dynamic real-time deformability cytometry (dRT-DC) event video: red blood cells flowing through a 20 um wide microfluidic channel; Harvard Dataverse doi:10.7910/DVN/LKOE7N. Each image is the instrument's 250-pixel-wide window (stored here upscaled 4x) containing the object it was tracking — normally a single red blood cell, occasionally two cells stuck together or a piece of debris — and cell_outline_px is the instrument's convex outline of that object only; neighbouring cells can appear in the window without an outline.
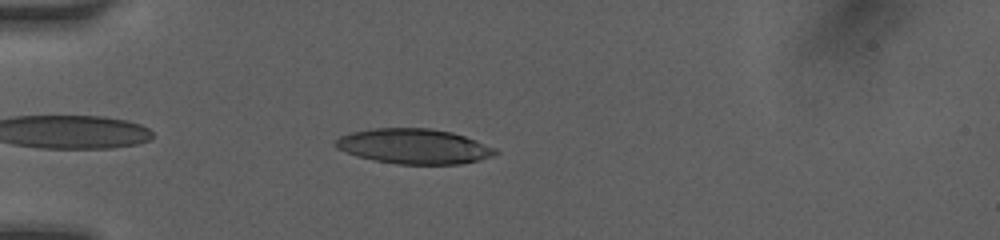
{"species": "human", "species_latin": "Homo sapiens", "temperature_condition": "room temperature", "stored_images_in_passage": 7, "camera_frame_rate_fps": 3000, "um_per_image_px": 0.085, "donor": {"sex": "female"}, "frame": {"image": 1, "passage_image": 2, "time_ms": 0.333, "image_size_px": [1000, 240], "cell_outline_px": [[500, 152], [492, 156], [480, 160], [460, 164], [396, 164], [356, 156], [336, 148], [332, 144], [340, 136], [352, 132], [376, 128], [432, 128], [452, 132], [476, 140], [496, 148]], "centroid_in_image_um": [35.2, 12.44], "position_along_channel_um": 49.8, "area_um2": 32.71}}
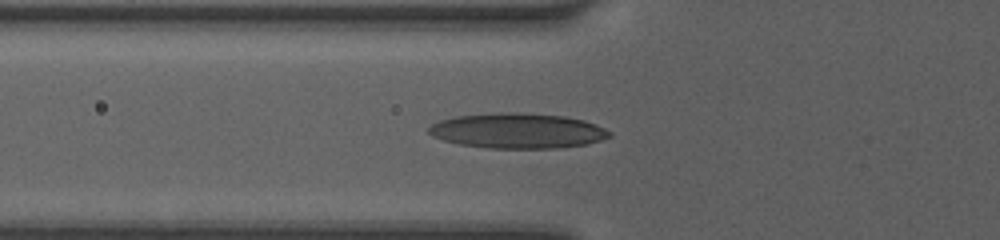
{"frame": {"image": 2, "passage_image": 6, "time_ms": 1.667, "image_size_px": [1000, 240], "cell_outline_px": [[612, 136], [588, 144], [560, 148], [488, 148], [460, 144], [444, 140], [432, 136], [428, 132], [428, 128], [432, 124], [440, 120], [456, 116], [500, 112], [520, 112], [564, 116], [584, 120], [596, 124], [612, 132]], "centroid_in_image_um": [44.02, 11.11], "position_along_channel_um": 81.8, "area_um2": 37.17}}